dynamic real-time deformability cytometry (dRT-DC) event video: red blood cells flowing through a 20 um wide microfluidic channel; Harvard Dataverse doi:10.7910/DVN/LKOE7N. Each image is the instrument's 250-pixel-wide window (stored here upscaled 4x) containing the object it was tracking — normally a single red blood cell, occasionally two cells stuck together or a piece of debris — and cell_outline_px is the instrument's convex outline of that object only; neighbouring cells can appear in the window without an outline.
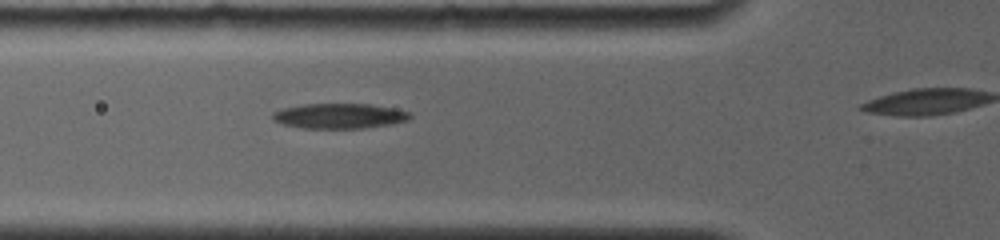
{"species": "common noctule bat (a hibernating species)", "species_latin": "Nyctalus noctula", "temperature_condition": "room temperature", "stored_images_in_passage": 4, "segment_of_instrument_passage": [1, 2], "camera_frame_rate_fps": 4000, "um_per_image_px": 0.085, "animal": {"sex": "female", "body_mass_g": 19.0, "forearm_length_mm": 56.7}, "frame": {"image": 1, "passage_image": 3, "time_ms": 1.75, "image_size_px": [1000, 240], "cell_outline_px": [[412, 116], [408, 120], [392, 124], [364, 128], [300, 128], [284, 124], [272, 120], [272, 112], [284, 108], [304, 104], [368, 104], [392, 108], [408, 112]], "centroid_in_image_um": [28.82, 9.86], "position_along_channel_um": 97.0, "area_um2": 20.0}}